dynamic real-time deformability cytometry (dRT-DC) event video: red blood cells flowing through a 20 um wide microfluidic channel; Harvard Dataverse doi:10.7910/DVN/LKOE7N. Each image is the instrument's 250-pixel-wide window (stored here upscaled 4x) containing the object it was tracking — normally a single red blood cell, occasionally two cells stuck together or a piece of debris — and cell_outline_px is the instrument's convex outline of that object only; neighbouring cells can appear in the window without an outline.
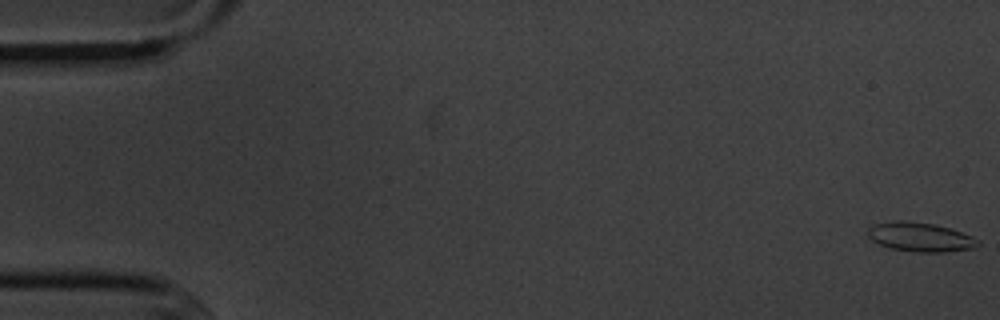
{"species": "common noctule bat (a hibernating species)", "species_latin": "Nyctalus noctula", "temperature_condition": "cold", "stored_images_in_passage": 4, "camera_frame_rate_fps": 3000, "um_per_image_px": 0.085, "animal": {"sex": "male", "body_mass_g": 20.1, "forearm_length_mm": 53.5}, "frame": {"image": 1, "passage_image": 1, "time_ms": 0.0, "image_size_px": [1000, 320], "cell_outline_px": [[980, 244], [972, 248], [944, 252], [920, 252], [892, 248], [880, 244], [872, 240], [868, 236], [868, 228], [876, 224], [896, 220], [908, 220], [936, 224], [972, 236], [980, 240]], "centroid_in_image_um": [78.23, 20.13], "position_along_channel_um": 6.8, "area_um2": 18.55}}